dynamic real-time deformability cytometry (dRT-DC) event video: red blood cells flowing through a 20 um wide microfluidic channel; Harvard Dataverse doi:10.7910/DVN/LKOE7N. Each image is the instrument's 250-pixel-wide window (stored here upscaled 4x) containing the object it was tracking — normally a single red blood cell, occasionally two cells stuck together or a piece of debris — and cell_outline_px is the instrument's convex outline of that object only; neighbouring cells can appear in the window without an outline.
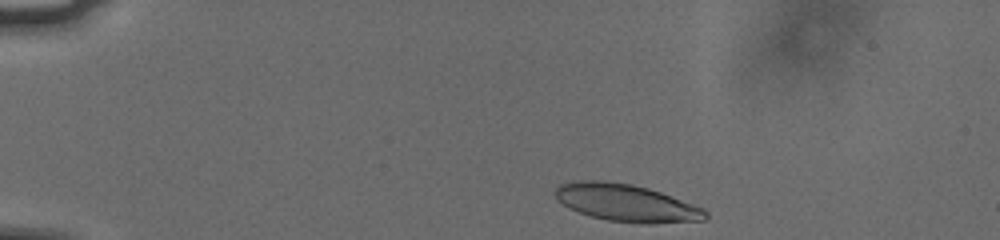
{"species": "human", "species_latin": "Homo sapiens", "temperature_condition": "cold", "stored_images_in_passage": 39, "camera_frame_rate_fps": 3000, "um_per_image_px": 0.085, "donor": {"sex": "male"}, "frame": {"image": 1, "passage_image": 1, "time_ms": 0.0, "image_size_px": [1000, 240], "cell_outline_px": [[708, 216], [704, 220], [652, 224], [644, 224], [608, 220], [592, 216], [568, 208], [556, 200], [552, 192], [556, 184], [572, 180], [604, 180], [632, 184], [648, 188], [660, 192], [704, 208], [708, 212]], "centroid_in_image_um": [53.17, 17.23], "position_along_channel_um": 31.8, "area_um2": 33.18}}
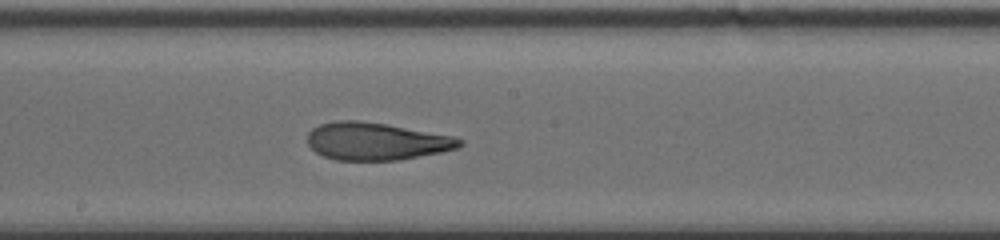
{"frame": {"image": 2, "passage_image": 22, "time_ms": 7.0, "image_size_px": [1000, 240], "cell_outline_px": [[464, 144], [460, 148], [400, 160], [336, 160], [324, 156], [316, 152], [308, 144], [308, 132], [312, 128], [320, 124], [336, 120], [360, 120], [388, 124], [452, 136], [464, 140]], "centroid_in_image_um": [31.99, 12.0], "position_along_channel_um": 216.2, "area_um2": 33.41}}
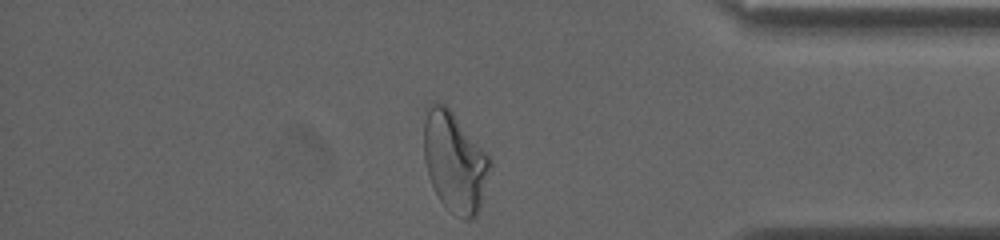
{"frame": {"image": 3, "passage_image": 38, "time_ms": 12.333, "image_size_px": [1000, 240], "cell_outline_px": [[492, 164], [480, 204], [476, 216], [472, 220], [464, 220], [452, 212], [440, 200], [432, 188], [428, 176], [424, 160], [424, 120], [428, 104], [432, 100], [444, 104], [452, 112], [492, 160]], "centroid_in_image_um": [38.62, 13.76], "position_along_channel_um": 396.6, "area_um2": 38.38}, "authors_computed_cell_mechanics": {"area_um2": 33.4084, "velocity_mm_per_s": 3.7658, "shape_relaxation_time_tau1_ms": 5.7558, "shape_relaxation_time_tau2_ms": 1.6192, "deformation_change_tau1": 0.2028, "deformation_change_tau2": 0.0943}}